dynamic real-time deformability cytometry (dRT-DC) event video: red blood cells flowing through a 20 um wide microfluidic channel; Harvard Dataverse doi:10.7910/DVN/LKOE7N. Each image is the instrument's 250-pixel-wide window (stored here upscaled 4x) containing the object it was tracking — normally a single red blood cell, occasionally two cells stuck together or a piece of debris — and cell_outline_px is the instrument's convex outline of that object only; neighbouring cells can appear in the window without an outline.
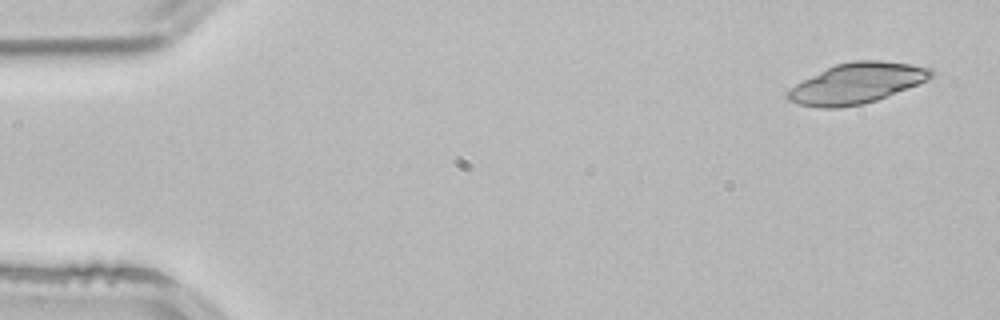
{"species": "common noctule bat (a hibernating species)", "species_latin": "Nyctalus noctula", "temperature_condition": "room temperature", "stored_images_in_passage": 4, "camera_frame_rate_fps": 3000, "um_per_image_px": 0.085, "animal": {"sex": "male", "body_mass_g": 21.5, "forearm_length_mm": 52.0}, "frame": {"image": 1, "passage_image": 1, "time_ms": 0.0, "image_size_px": [1000, 320], "cell_outline_px": [[936, 76], [928, 80], [876, 100], [860, 104], [836, 108], [820, 108], [800, 104], [788, 100], [784, 96], [784, 92], [796, 84], [836, 64], [856, 60], [880, 60], [908, 64], [932, 68], [936, 72]], "centroid_in_image_um": [72.84, 7.08], "position_along_channel_um": 12.2, "area_um2": 33.58}}